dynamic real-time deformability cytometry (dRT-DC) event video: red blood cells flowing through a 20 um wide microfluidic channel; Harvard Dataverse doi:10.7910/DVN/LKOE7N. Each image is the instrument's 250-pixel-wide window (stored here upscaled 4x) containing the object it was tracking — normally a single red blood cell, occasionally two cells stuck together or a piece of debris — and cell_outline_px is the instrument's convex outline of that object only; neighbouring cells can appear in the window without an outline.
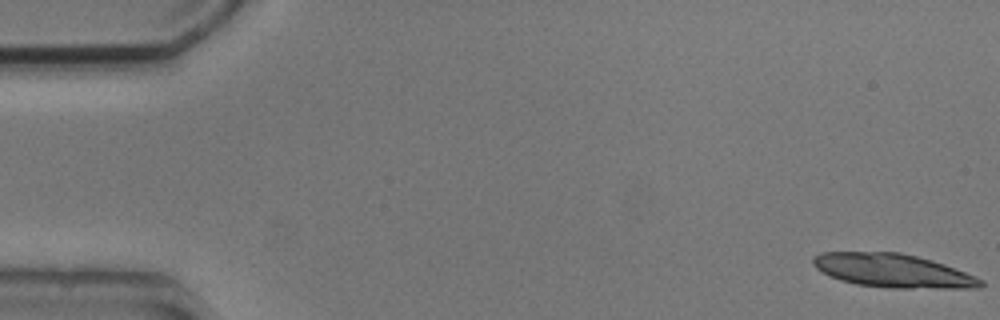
{"species": "common noctule bat (a hibernating species)", "species_latin": "Nyctalus noctula", "temperature_condition": "cold", "stored_images_in_passage": 5, "segment_of_instrument_passage": [2, 2], "camera_frame_rate_fps": 3000, "um_per_image_px": 0.085, "animal": {"sex": "male", "body_mass_g": 20.5, "forearm_length_mm": 52.5}, "frame": {"image": 1, "passage_image": 5, "time_ms": 5.667, "image_size_px": [1000, 320], "cell_outline_px": [[984, 284], [980, 288], [892, 288], [856, 284], [840, 280], [816, 268], [812, 264], [812, 256], [820, 252], [900, 252], [932, 260], [944, 264], [976, 276], [984, 280]], "centroid_in_image_um": [75.91, 23.0], "position_along_channel_um": 9.1, "area_um2": 32.83}}